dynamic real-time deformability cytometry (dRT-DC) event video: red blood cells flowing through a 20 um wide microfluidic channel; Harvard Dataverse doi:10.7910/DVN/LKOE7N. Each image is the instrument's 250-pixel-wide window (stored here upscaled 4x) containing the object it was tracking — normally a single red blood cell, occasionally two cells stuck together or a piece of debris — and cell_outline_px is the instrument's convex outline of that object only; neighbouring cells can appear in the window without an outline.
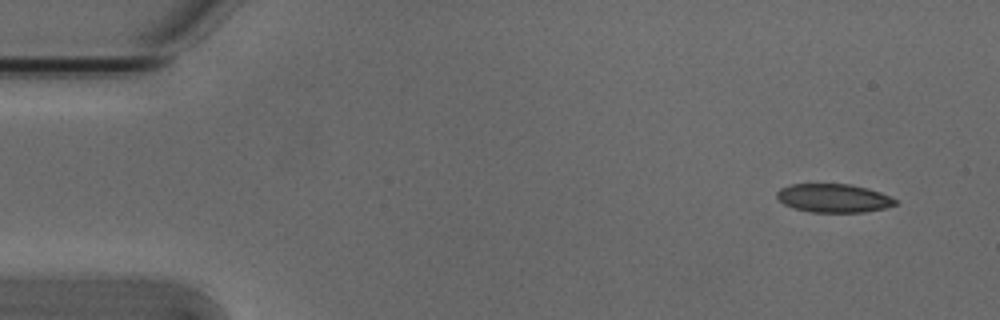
{"species": "Egyptian fruit bat (a non-hibernating species)", "species_latin": "Rousettus aegyptiacus", "temperature_condition": "cold", "stored_images_in_passage": 4, "camera_frame_rate_fps": 3000, "um_per_image_px": 0.085, "animal": {"sex": "male"}, "frame": {"image": 1, "passage_image": 1, "time_ms": 0.0, "image_size_px": [1000, 320], "cell_outline_px": [[896, 204], [884, 208], [864, 212], [808, 212], [784, 204], [776, 196], [776, 192], [780, 188], [792, 184], [852, 184], [868, 188], [880, 192], [896, 200]], "centroid_in_image_um": [70.84, 16.83], "position_along_channel_um": 14.2, "area_um2": 19.59}}